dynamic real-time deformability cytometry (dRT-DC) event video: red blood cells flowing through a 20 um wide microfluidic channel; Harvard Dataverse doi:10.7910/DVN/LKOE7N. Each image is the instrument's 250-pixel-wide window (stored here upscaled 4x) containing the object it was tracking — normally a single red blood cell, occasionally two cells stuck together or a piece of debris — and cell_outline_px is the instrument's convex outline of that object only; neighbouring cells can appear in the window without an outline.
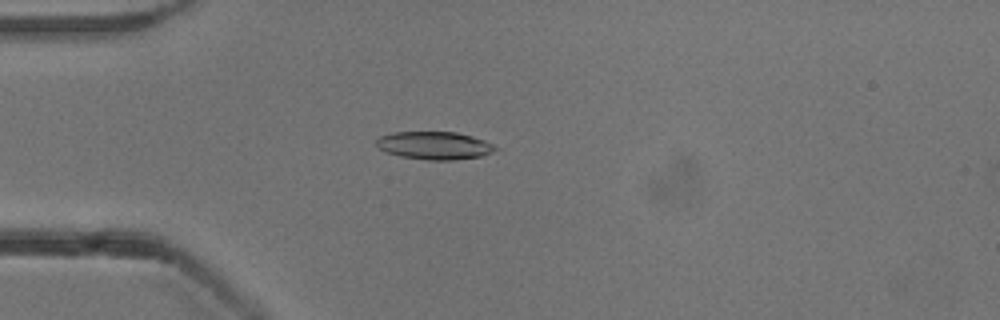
{"species": "common noctule bat (a hibernating species)", "species_latin": "Nyctalus noctula", "temperature_condition": "cold", "stored_images_in_passage": 49, "camera_frame_rate_fps": 3000, "um_per_image_px": 0.085, "animal": {"sex": "male", "body_mass_g": 13.3}, "frame": {"image": 1, "passage_image": 10, "time_ms": 3.0, "image_size_px": [1000, 320], "cell_outline_px": [[496, 148], [492, 152], [480, 156], [452, 160], [428, 160], [400, 156], [384, 152], [376, 148], [376, 140], [380, 136], [392, 132], [456, 132], [472, 136], [484, 140], [492, 144]], "centroid_in_image_um": [36.85, 12.36], "position_along_channel_um": 48.1, "area_um2": 19.31}}
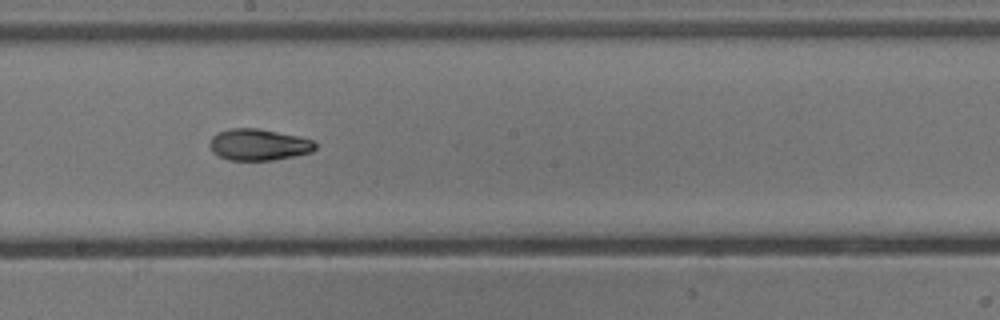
{"frame": {"image": 2, "passage_image": 25, "time_ms": 8.0, "image_size_px": [1000, 320], "cell_outline_px": [[316, 148], [312, 152], [272, 160], [228, 160], [212, 152], [208, 144], [212, 136], [216, 132], [228, 128], [260, 128], [300, 136], [316, 140]], "centroid_in_image_um": [21.98, 12.27], "position_along_channel_um": 226.2, "area_um2": 19.71}}
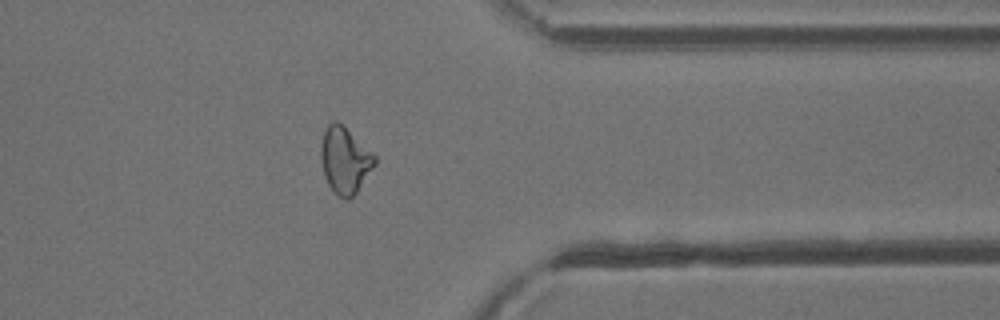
{"frame": {"image": 3, "passage_image": 38, "time_ms": 12.333, "image_size_px": [1000, 320], "cell_outline_px": [[376, 164], [356, 192], [348, 200], [344, 200], [328, 184], [324, 176], [320, 156], [320, 148], [324, 128], [332, 120], [336, 120], [372, 152], [376, 156]], "centroid_in_image_um": [29.29, 13.61], "position_along_channel_um": 382.1, "area_um2": 20.58}, "authors_computed_cell_mechanics": {"area_um2": 19.7098, "velocity_mm_per_s": 3.8382, "shape_relaxation_time_tau1_ms": 4.3183, "shape_relaxation_time_tau2_ms": 3.4757, "deformation_change_tau1": 0.1669, "deformation_change_tau2": 0.0979}}